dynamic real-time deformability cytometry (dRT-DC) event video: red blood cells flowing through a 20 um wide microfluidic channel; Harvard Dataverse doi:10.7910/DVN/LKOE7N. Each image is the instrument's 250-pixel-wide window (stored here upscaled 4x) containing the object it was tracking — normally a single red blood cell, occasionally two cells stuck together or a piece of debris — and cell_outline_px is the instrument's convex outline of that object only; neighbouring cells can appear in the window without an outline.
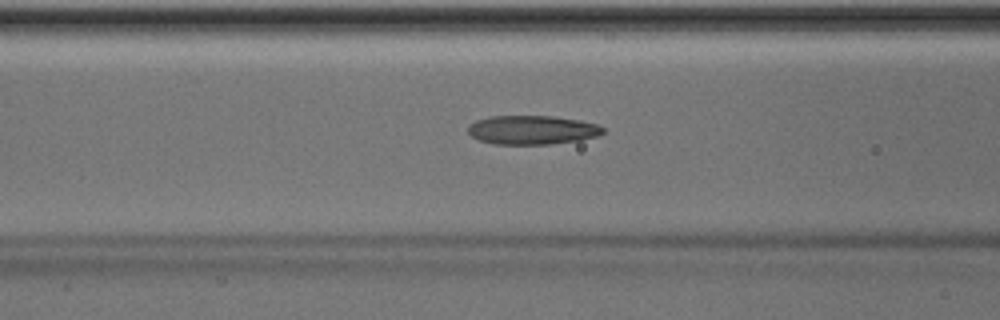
{"species": "Egyptian fruit bat (a non-hibernating species)", "species_latin": "Rousettus aegyptiacus", "temperature_condition": "room temperature", "stored_images_in_passage": 31, "camera_frame_rate_fps": 3000, "um_per_image_px": 0.085, "animal": {"sex": "male"}, "frame": {"image": 1, "passage_image": 5, "time_ms": 1.333, "image_size_px": [1000, 320], "cell_outline_px": [[604, 132], [596, 136], [580, 140], [552, 144], [496, 144], [480, 140], [472, 136], [468, 132], [468, 128], [476, 120], [492, 116], [552, 116], [576, 120], [596, 124], [604, 128]], "centroid_in_image_um": [45.23, 11.05], "position_along_channel_um": 121.4, "area_um2": 22.48}}
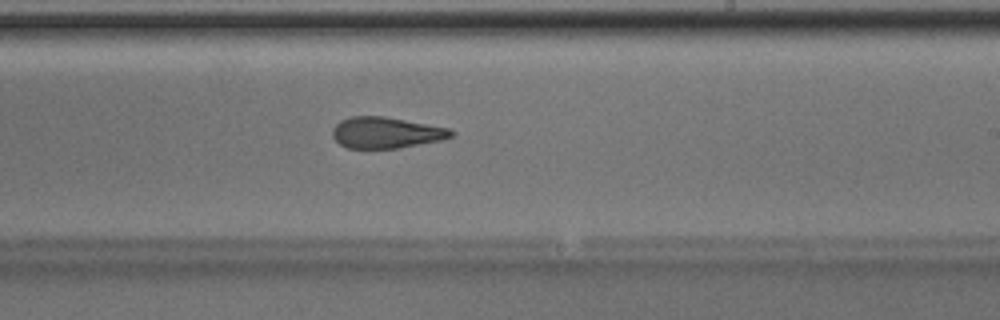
{"frame": {"image": 2, "passage_image": 15, "time_ms": 4.667, "image_size_px": [1000, 320], "cell_outline_px": [[456, 132], [452, 136], [444, 140], [400, 148], [348, 148], [340, 144], [332, 136], [332, 128], [340, 120], [352, 116], [384, 116], [448, 128]], "centroid_in_image_um": [32.82, 11.28], "position_along_channel_um": 256.2, "area_um2": 21.62}}
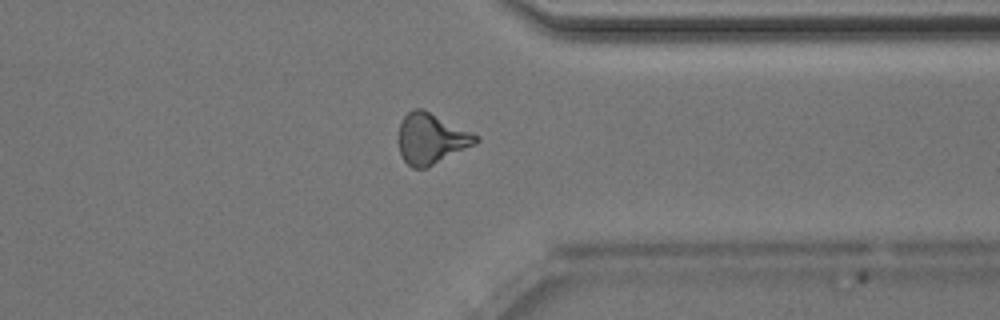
{"frame": {"image": 3, "passage_image": 24, "time_ms": 7.667, "image_size_px": [1000, 320], "cell_outline_px": [[480, 140], [476, 144], [424, 168], [412, 168], [404, 160], [400, 152], [400, 124], [404, 116], [412, 108], [424, 108], [480, 136]], "centroid_in_image_um": [36.68, 11.75], "position_along_channel_um": 374.7, "area_um2": 22.6}, "authors_computed_cell_mechanics": {"area_um2": 22.0796, "velocity_mm_per_s": 4.0523, "shape_relaxation_time_tau1_ms": null, "shape_relaxation_time_tau2_ms": 2.7875, "deformation_change_tau1": null, "deformation_change_tau2": 0.1211}}